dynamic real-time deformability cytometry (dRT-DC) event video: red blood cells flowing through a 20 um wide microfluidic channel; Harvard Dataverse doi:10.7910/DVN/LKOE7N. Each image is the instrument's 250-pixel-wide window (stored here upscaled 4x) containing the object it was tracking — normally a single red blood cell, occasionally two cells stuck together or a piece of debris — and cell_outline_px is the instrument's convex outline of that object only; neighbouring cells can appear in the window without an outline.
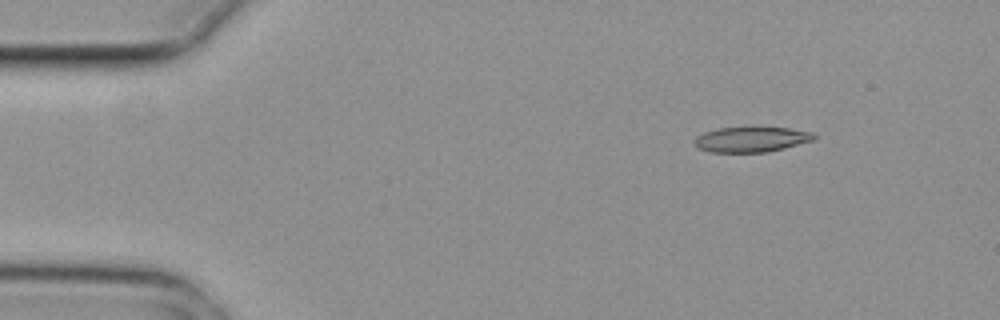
{"species": "common noctule bat (a hibernating species)", "species_latin": "Nyctalus noctula", "temperature_condition": "cold", "stored_images_in_passage": 6, "camera_frame_rate_fps": 3000, "um_per_image_px": 0.085, "animal": {"sex": "female", "body_mass_g": 29.2, "forearm_length_mm": 56.3}, "frame": {"image": 1, "passage_image": 1, "time_ms": 0.0, "image_size_px": [1000, 320], "cell_outline_px": [[816, 136], [812, 140], [784, 148], [768, 152], [708, 152], [700, 148], [696, 144], [696, 136], [704, 132], [716, 128], [788, 128], [812, 132]], "centroid_in_image_um": [63.85, 11.85], "position_along_channel_um": 21.1, "area_um2": 17.22}}
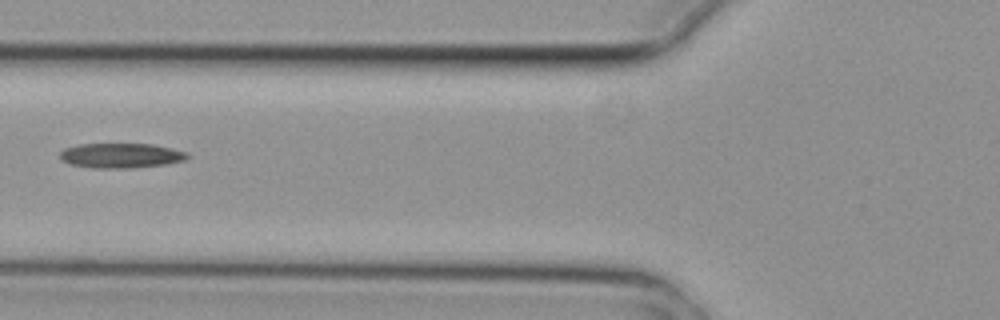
{"frame": {"image": 2, "passage_image": 5, "time_ms": 1.333, "image_size_px": [1000, 320], "cell_outline_px": [[192, 156], [184, 160], [168, 164], [132, 168], [92, 168], [72, 164], [60, 160], [60, 152], [64, 148], [80, 144], [152, 144], [172, 148], [188, 152]], "centroid_in_image_um": [10.32, 13.22], "position_along_channel_um": 115.5, "area_um2": 18.61}}
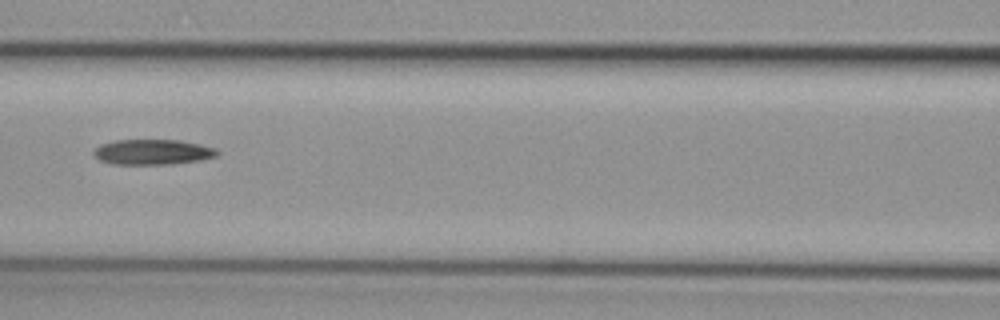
{"frame": {"image": 3, "passage_image": 6, "time_ms": 1.667, "image_size_px": [1000, 320], "cell_outline_px": [[220, 152], [216, 156], [200, 160], [172, 164], [112, 164], [100, 160], [92, 152], [100, 144], [116, 140], [180, 140], [200, 144], [216, 148]], "centroid_in_image_um": [12.99, 12.92], "position_along_channel_um": 153.6, "area_um2": 18.21}}